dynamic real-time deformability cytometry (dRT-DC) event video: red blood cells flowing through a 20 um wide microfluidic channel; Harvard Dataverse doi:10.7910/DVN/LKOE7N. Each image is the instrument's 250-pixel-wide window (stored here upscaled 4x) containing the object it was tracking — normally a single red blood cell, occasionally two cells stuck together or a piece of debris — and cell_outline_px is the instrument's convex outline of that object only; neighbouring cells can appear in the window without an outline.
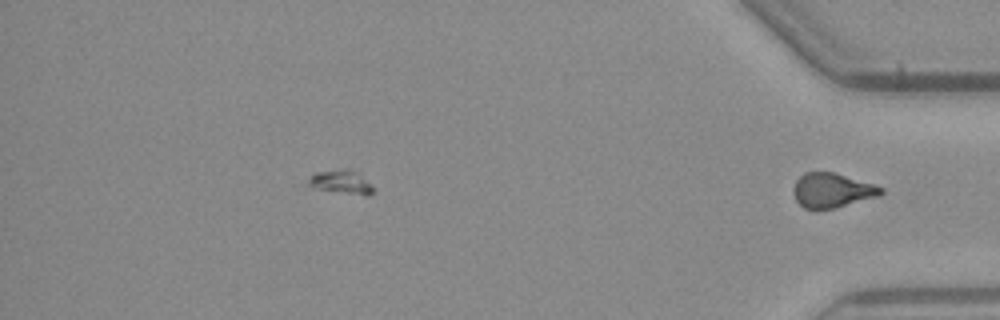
{"species": "common noctule bat (a hibernating species)", "species_latin": "Nyctalus noctula", "temperature_condition": "warm", "stored_images_in_passage": 35, "camera_frame_rate_fps": 3000, "um_per_image_px": 0.085, "animal": {"sex": "male", "body_mass_g": 23.1, "forearm_length_mm": 52.7}, "frame": {"image": 1, "passage_image": 35, "time_ms": 11.333, "image_size_px": [1000, 320], "cell_outline_px": [[884, 192], [880, 196], [836, 208], [804, 208], [796, 200], [792, 192], [792, 188], [796, 180], [804, 172], [836, 172], [876, 184], [884, 188]], "centroid_in_image_um": [70.76, 16.16], "position_along_channel_um": 364.4, "area_um2": 17.92}}